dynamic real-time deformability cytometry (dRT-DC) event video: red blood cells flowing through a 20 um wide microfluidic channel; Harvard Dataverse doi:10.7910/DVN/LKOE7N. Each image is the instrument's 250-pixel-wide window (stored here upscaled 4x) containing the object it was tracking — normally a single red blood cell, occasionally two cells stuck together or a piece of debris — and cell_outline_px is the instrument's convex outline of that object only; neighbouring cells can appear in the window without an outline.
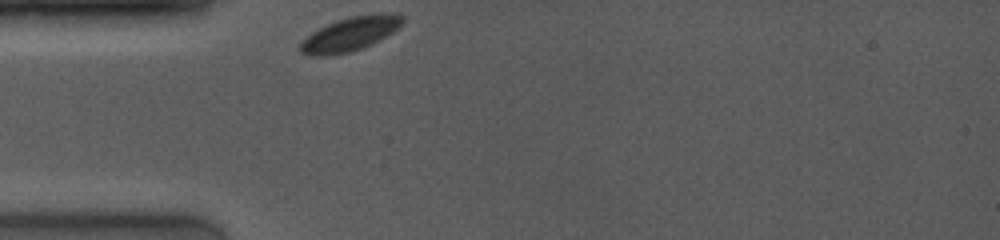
{"species": "common noctule bat (a hibernating species)", "species_latin": "Nyctalus noctula", "temperature_condition": "room temperature", "stored_images_in_passage": 36, "camera_frame_rate_fps": 4000, "um_per_image_px": 0.085, "animal": {"sex": "female", "body_mass_g": 19.0, "forearm_length_mm": 53.3}, "frame": {"image": 1, "passage_image": 1, "time_ms": 0.0, "image_size_px": [1000, 240], "cell_outline_px": [[404, 20], [392, 32], [360, 48], [348, 52], [324, 56], [320, 56], [300, 52], [300, 44], [312, 32], [336, 20], [352, 16], [380, 12], [404, 16]], "centroid_in_image_um": [29.75, 2.86], "position_along_channel_um": 55.3, "area_um2": 19.48}}
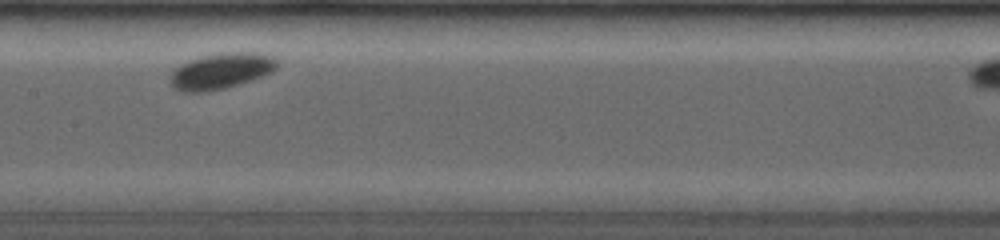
{"frame": {"image": 2, "passage_image": 15, "time_ms": 3.75, "image_size_px": [1000, 240], "cell_outline_px": [[276, 68], [272, 72], [240, 84], [224, 88], [204, 92], [184, 92], [172, 88], [168, 76], [180, 64], [204, 56], [220, 52], [248, 52], [272, 56], [276, 60]], "centroid_in_image_um": [18.74, 6.05], "position_along_channel_um": 188.7, "area_um2": 22.2}}
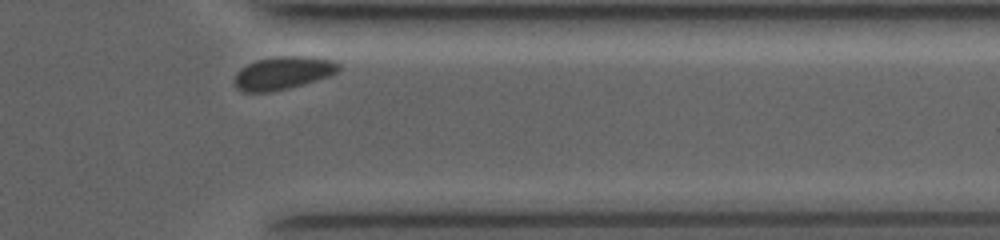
{"frame": {"image": 3, "passage_image": 34, "time_ms": 9.0, "image_size_px": [1000, 240], "cell_outline_px": [[340, 68], [336, 72], [328, 76], [316, 80], [288, 88], [272, 92], [244, 92], [236, 88], [236, 72], [240, 68], [256, 60], [280, 56], [308, 56], [332, 60], [340, 64]], "centroid_in_image_um": [24.05, 6.2], "position_along_channel_um": 387.4, "area_um2": 19.83}, "authors_computed_cell_mechanics": {"area_um2": 20.2011, "velocity_mm_per_s": 3.7482, "shape_relaxation_time_tau1_ms": 1.1289, "shape_relaxation_time_tau2_ms": null, "deformation_change_tau1": 0.0526, "deformation_change_tau2": null}}